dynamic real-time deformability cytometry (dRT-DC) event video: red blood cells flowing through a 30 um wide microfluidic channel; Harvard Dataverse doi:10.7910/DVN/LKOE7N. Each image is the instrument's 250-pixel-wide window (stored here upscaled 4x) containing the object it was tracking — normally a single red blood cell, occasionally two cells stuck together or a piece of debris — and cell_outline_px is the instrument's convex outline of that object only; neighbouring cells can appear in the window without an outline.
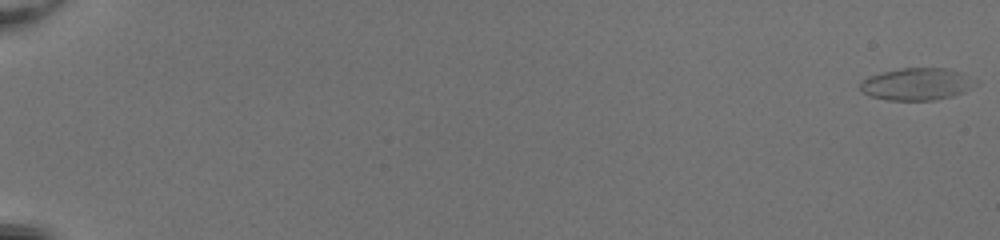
{"species": "common noctule bat (a hibernating species)", "species_latin": "Nyctalus noctula", "temperature_condition": "room temperature", "stored_images_in_passage": 56, "camera_frame_rate_fps": 3000, "um_per_image_px": 0.085, "animal": {"sex": "female", "body_mass_g": 20.0, "forearm_length_mm": 54.0}, "frame": {"image": 1, "passage_image": 1, "time_ms": 0.0, "image_size_px": [1000, 240], "cell_outline_px": [[980, 80], [976, 84], [964, 92], [952, 96], [932, 100], [888, 100], [868, 96], [860, 92], [860, 84], [868, 76], [880, 72], [900, 68], [944, 68], [960, 72]], "centroid_in_image_um": [77.92, 7.14], "position_along_channel_um": 7.1, "area_um2": 21.85}}
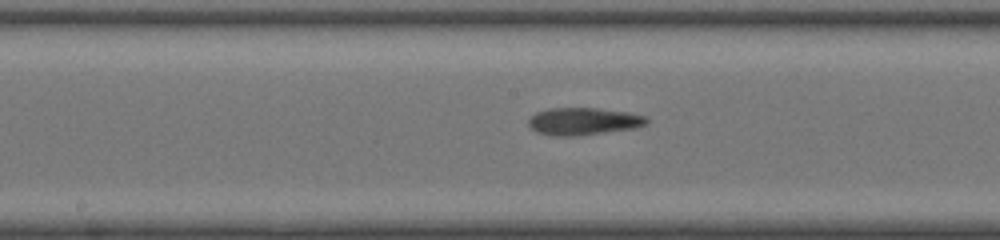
{"frame": {"image": 2, "passage_image": 32, "time_ms": 10.333, "image_size_px": [1000, 240], "cell_outline_px": [[648, 124], [636, 128], [580, 136], [552, 136], [536, 132], [528, 124], [528, 120], [536, 112], [548, 108], [596, 108], [628, 112], [648, 116]], "centroid_in_image_um": [49.62, 10.32], "position_along_channel_um": 198.6, "area_um2": 19.13}}
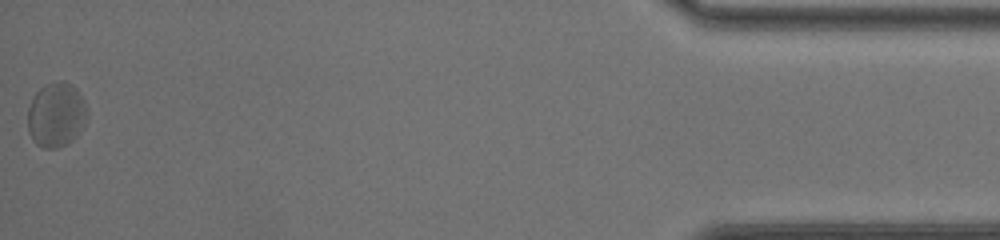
{"frame": {"image": 3, "passage_image": 55, "time_ms": 18.0, "image_size_px": [1000, 240], "cell_outline_px": [[88, 120], [76, 136], [68, 144], [56, 148], [44, 148], [36, 144], [32, 140], [28, 132], [28, 108], [36, 92], [44, 84], [56, 80], [64, 80], [76, 88], [84, 100], [88, 108]], "centroid_in_image_um": [4.8, 9.75], "position_along_channel_um": 430.4, "area_um2": 22.83}}